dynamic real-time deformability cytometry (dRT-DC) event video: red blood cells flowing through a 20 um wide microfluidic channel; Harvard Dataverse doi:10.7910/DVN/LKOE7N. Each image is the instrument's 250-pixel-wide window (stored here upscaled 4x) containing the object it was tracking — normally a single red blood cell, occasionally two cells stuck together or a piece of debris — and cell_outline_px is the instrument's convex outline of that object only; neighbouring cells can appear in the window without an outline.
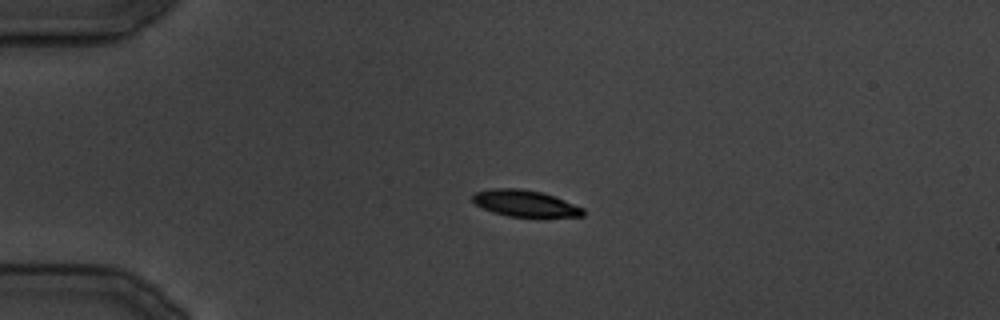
{"species": "common noctule bat (a hibernating species)", "species_latin": "Nyctalus noctula", "temperature_condition": "cold", "stored_images_in_passage": 8, "camera_frame_rate_fps": 3000, "um_per_image_px": 0.085, "animal": {"sex": "male", "body_mass_g": 19.5, "forearm_length_mm": 54.6}, "frame": {"image": 1, "passage_image": 1, "time_ms": 0.0, "image_size_px": [1000, 320], "cell_outline_px": [[584, 216], [508, 216], [492, 212], [476, 204], [472, 200], [472, 196], [476, 192], [492, 188], [520, 188], [540, 192], [556, 196], [584, 208]], "centroid_in_image_um": [44.63, 17.27], "position_along_channel_um": 40.4, "area_um2": 16.88}}
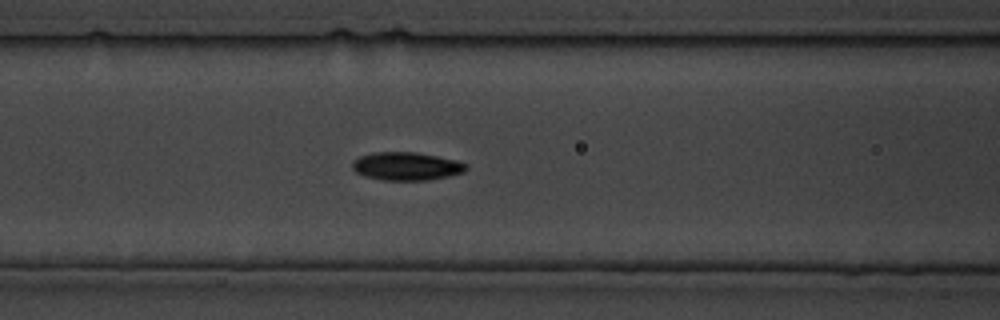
{"frame": {"image": 2, "passage_image": 8, "time_ms": 8.0, "image_size_px": [1000, 320], "cell_outline_px": [[468, 168], [464, 172], [448, 176], [428, 180], [384, 180], [364, 176], [356, 172], [352, 168], [352, 160], [360, 156], [372, 152], [416, 152], [456, 160], [468, 164]], "centroid_in_image_um": [34.54, 14.12], "position_along_channel_um": 132.1, "area_um2": 18.73}}